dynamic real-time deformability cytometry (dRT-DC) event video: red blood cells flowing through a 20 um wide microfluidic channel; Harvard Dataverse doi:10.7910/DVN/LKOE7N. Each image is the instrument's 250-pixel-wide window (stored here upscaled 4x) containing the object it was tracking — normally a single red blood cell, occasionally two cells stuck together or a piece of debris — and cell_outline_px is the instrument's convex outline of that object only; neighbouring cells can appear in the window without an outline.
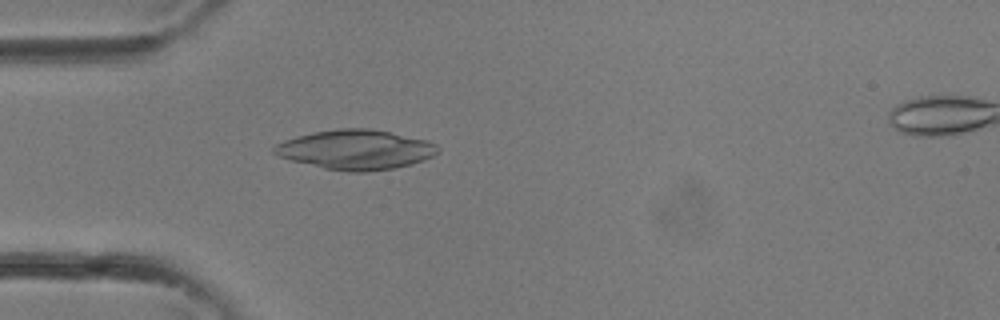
{"species": "common noctule bat (a hibernating species)", "species_latin": "Nyctalus noctula", "temperature_condition": "room temperature", "stored_images_in_passage": 33, "camera_frame_rate_fps": 3000, "um_per_image_px": 0.085, "animal": {"sex": "female"}, "frame": {"image": 1, "passage_image": 10, "time_ms": 3.0, "image_size_px": [1000, 320], "cell_outline_px": [[440, 152], [424, 160], [412, 164], [392, 168], [364, 172], [348, 172], [324, 168], [292, 160], [280, 156], [272, 152], [272, 148], [276, 144], [284, 140], [296, 136], [312, 132], [336, 128], [368, 128], [428, 140], [436, 144], [440, 148]], "centroid_in_image_um": [30.25, 12.71], "position_along_channel_um": 54.8, "area_um2": 37.8}}
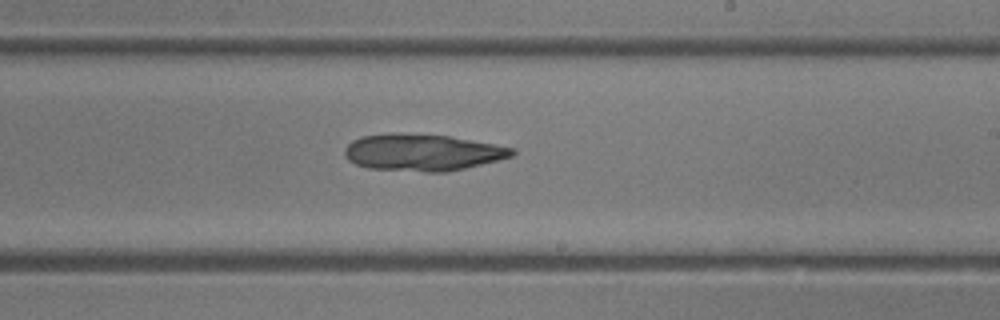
{"frame": {"image": 2, "passage_image": 20, "time_ms": 6.333, "image_size_px": [1000, 320], "cell_outline_px": [[516, 152], [512, 156], [464, 168], [444, 172], [424, 172], [368, 168], [356, 164], [348, 160], [344, 156], [344, 148], [352, 140], [360, 136], [392, 132], [400, 132], [448, 136], [516, 148]], "centroid_in_image_um": [35.84, 12.94], "position_along_channel_um": 253.2, "area_um2": 36.01}}
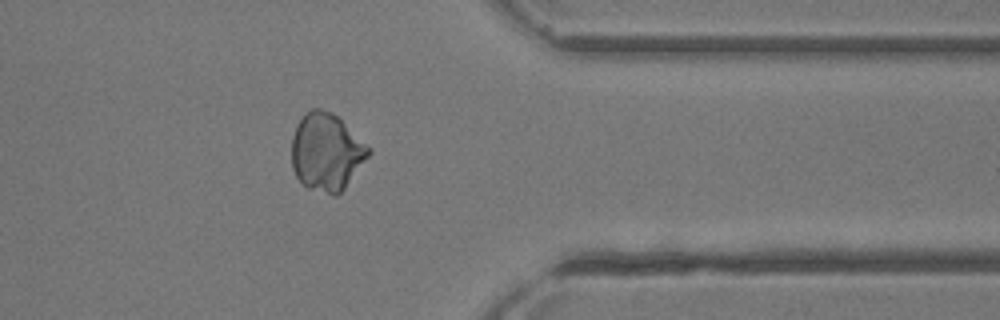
{"frame": {"image": 3, "passage_image": 27, "time_ms": 8.667, "image_size_px": [1000, 320], "cell_outline_px": [[372, 152], [344, 188], [336, 196], [332, 196], [308, 188], [296, 176], [292, 168], [292, 136], [296, 124], [312, 108], [320, 108], [332, 112], [372, 148]], "centroid_in_image_um": [27.76, 12.92], "position_along_channel_um": 383.6, "area_um2": 34.68}}